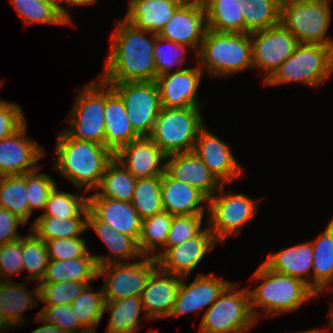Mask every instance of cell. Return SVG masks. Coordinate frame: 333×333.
<instances>
[{
  "label": "cell",
  "mask_w": 333,
  "mask_h": 333,
  "mask_svg": "<svg viewBox=\"0 0 333 333\" xmlns=\"http://www.w3.org/2000/svg\"><path fill=\"white\" fill-rule=\"evenodd\" d=\"M116 24L105 71L98 77L106 83L155 81L153 53L158 34L135 28L124 19L117 20Z\"/></svg>",
  "instance_id": "1"
},
{
  "label": "cell",
  "mask_w": 333,
  "mask_h": 333,
  "mask_svg": "<svg viewBox=\"0 0 333 333\" xmlns=\"http://www.w3.org/2000/svg\"><path fill=\"white\" fill-rule=\"evenodd\" d=\"M56 139L52 170L72 182L78 192L97 189L114 154L104 145L71 138L64 130Z\"/></svg>",
  "instance_id": "2"
},
{
  "label": "cell",
  "mask_w": 333,
  "mask_h": 333,
  "mask_svg": "<svg viewBox=\"0 0 333 333\" xmlns=\"http://www.w3.org/2000/svg\"><path fill=\"white\" fill-rule=\"evenodd\" d=\"M251 279L262 281L253 290L248 288L250 307L256 320L262 313L267 318L295 311L307 300L319 296L304 281L274 272L264 263L256 269ZM258 308L262 309V313Z\"/></svg>",
  "instance_id": "3"
},
{
  "label": "cell",
  "mask_w": 333,
  "mask_h": 333,
  "mask_svg": "<svg viewBox=\"0 0 333 333\" xmlns=\"http://www.w3.org/2000/svg\"><path fill=\"white\" fill-rule=\"evenodd\" d=\"M195 57L199 67L210 77L227 78L254 68L252 43L247 33L207 29Z\"/></svg>",
  "instance_id": "4"
},
{
  "label": "cell",
  "mask_w": 333,
  "mask_h": 333,
  "mask_svg": "<svg viewBox=\"0 0 333 333\" xmlns=\"http://www.w3.org/2000/svg\"><path fill=\"white\" fill-rule=\"evenodd\" d=\"M333 72V48L320 44L299 43L293 54L286 59L266 81V86L299 83L318 87Z\"/></svg>",
  "instance_id": "5"
},
{
  "label": "cell",
  "mask_w": 333,
  "mask_h": 333,
  "mask_svg": "<svg viewBox=\"0 0 333 333\" xmlns=\"http://www.w3.org/2000/svg\"><path fill=\"white\" fill-rule=\"evenodd\" d=\"M331 11L330 0H282L281 24L299 43L333 48V38L327 36Z\"/></svg>",
  "instance_id": "6"
},
{
  "label": "cell",
  "mask_w": 333,
  "mask_h": 333,
  "mask_svg": "<svg viewBox=\"0 0 333 333\" xmlns=\"http://www.w3.org/2000/svg\"><path fill=\"white\" fill-rule=\"evenodd\" d=\"M200 108H163L150 134L166 156L192 152L199 130L205 125Z\"/></svg>",
  "instance_id": "7"
},
{
  "label": "cell",
  "mask_w": 333,
  "mask_h": 333,
  "mask_svg": "<svg viewBox=\"0 0 333 333\" xmlns=\"http://www.w3.org/2000/svg\"><path fill=\"white\" fill-rule=\"evenodd\" d=\"M231 282L202 315L199 333H245L257 320L251 307L248 287L237 289Z\"/></svg>",
  "instance_id": "8"
},
{
  "label": "cell",
  "mask_w": 333,
  "mask_h": 333,
  "mask_svg": "<svg viewBox=\"0 0 333 333\" xmlns=\"http://www.w3.org/2000/svg\"><path fill=\"white\" fill-rule=\"evenodd\" d=\"M75 103L65 120L64 131L74 139L104 145L105 82L99 77L78 89Z\"/></svg>",
  "instance_id": "9"
},
{
  "label": "cell",
  "mask_w": 333,
  "mask_h": 333,
  "mask_svg": "<svg viewBox=\"0 0 333 333\" xmlns=\"http://www.w3.org/2000/svg\"><path fill=\"white\" fill-rule=\"evenodd\" d=\"M225 186V187H224ZM226 184L208 199V218L205 222L215 239L224 243L231 235L240 232L242 227L257 214L260 199L249 198L241 193H225Z\"/></svg>",
  "instance_id": "10"
},
{
  "label": "cell",
  "mask_w": 333,
  "mask_h": 333,
  "mask_svg": "<svg viewBox=\"0 0 333 333\" xmlns=\"http://www.w3.org/2000/svg\"><path fill=\"white\" fill-rule=\"evenodd\" d=\"M134 262L108 263L98 268V279L105 276L102 285L105 301L141 296L148 278L158 267L154 257L142 256Z\"/></svg>",
  "instance_id": "11"
},
{
  "label": "cell",
  "mask_w": 333,
  "mask_h": 333,
  "mask_svg": "<svg viewBox=\"0 0 333 333\" xmlns=\"http://www.w3.org/2000/svg\"><path fill=\"white\" fill-rule=\"evenodd\" d=\"M124 102L134 131L150 136L155 120L162 109L155 81L108 83Z\"/></svg>",
  "instance_id": "12"
},
{
  "label": "cell",
  "mask_w": 333,
  "mask_h": 333,
  "mask_svg": "<svg viewBox=\"0 0 333 333\" xmlns=\"http://www.w3.org/2000/svg\"><path fill=\"white\" fill-rule=\"evenodd\" d=\"M250 40L253 67L263 71V82L275 73L299 44L296 37L281 23L250 33Z\"/></svg>",
  "instance_id": "13"
},
{
  "label": "cell",
  "mask_w": 333,
  "mask_h": 333,
  "mask_svg": "<svg viewBox=\"0 0 333 333\" xmlns=\"http://www.w3.org/2000/svg\"><path fill=\"white\" fill-rule=\"evenodd\" d=\"M197 64V65H196ZM196 66L178 68L174 72L159 76L155 82L159 89V96L163 108H200L198 89L203 70Z\"/></svg>",
  "instance_id": "14"
},
{
  "label": "cell",
  "mask_w": 333,
  "mask_h": 333,
  "mask_svg": "<svg viewBox=\"0 0 333 333\" xmlns=\"http://www.w3.org/2000/svg\"><path fill=\"white\" fill-rule=\"evenodd\" d=\"M222 141L204 125L198 133L193 152L203 161L221 184H229L244 174V169Z\"/></svg>",
  "instance_id": "15"
},
{
  "label": "cell",
  "mask_w": 333,
  "mask_h": 333,
  "mask_svg": "<svg viewBox=\"0 0 333 333\" xmlns=\"http://www.w3.org/2000/svg\"><path fill=\"white\" fill-rule=\"evenodd\" d=\"M27 123L0 140V177L17 176L39 169L38 160L45 156L43 147L25 137Z\"/></svg>",
  "instance_id": "16"
},
{
  "label": "cell",
  "mask_w": 333,
  "mask_h": 333,
  "mask_svg": "<svg viewBox=\"0 0 333 333\" xmlns=\"http://www.w3.org/2000/svg\"><path fill=\"white\" fill-rule=\"evenodd\" d=\"M219 244L209 227L180 245L169 247L158 259V267L170 274L189 276L204 256Z\"/></svg>",
  "instance_id": "17"
},
{
  "label": "cell",
  "mask_w": 333,
  "mask_h": 333,
  "mask_svg": "<svg viewBox=\"0 0 333 333\" xmlns=\"http://www.w3.org/2000/svg\"><path fill=\"white\" fill-rule=\"evenodd\" d=\"M206 30V10L201 0L180 5L158 36L185 45L197 54Z\"/></svg>",
  "instance_id": "18"
},
{
  "label": "cell",
  "mask_w": 333,
  "mask_h": 333,
  "mask_svg": "<svg viewBox=\"0 0 333 333\" xmlns=\"http://www.w3.org/2000/svg\"><path fill=\"white\" fill-rule=\"evenodd\" d=\"M183 276L173 310L169 317L182 316L190 312H201L204 308L210 307L231 283L229 280L218 278L211 274L198 273L196 278L188 284Z\"/></svg>",
  "instance_id": "19"
},
{
  "label": "cell",
  "mask_w": 333,
  "mask_h": 333,
  "mask_svg": "<svg viewBox=\"0 0 333 333\" xmlns=\"http://www.w3.org/2000/svg\"><path fill=\"white\" fill-rule=\"evenodd\" d=\"M114 158L136 179L165 173L166 155L149 136H141L122 146Z\"/></svg>",
  "instance_id": "20"
},
{
  "label": "cell",
  "mask_w": 333,
  "mask_h": 333,
  "mask_svg": "<svg viewBox=\"0 0 333 333\" xmlns=\"http://www.w3.org/2000/svg\"><path fill=\"white\" fill-rule=\"evenodd\" d=\"M182 276L170 274L157 267L147 280L141 293L145 320L169 318Z\"/></svg>",
  "instance_id": "21"
},
{
  "label": "cell",
  "mask_w": 333,
  "mask_h": 333,
  "mask_svg": "<svg viewBox=\"0 0 333 333\" xmlns=\"http://www.w3.org/2000/svg\"><path fill=\"white\" fill-rule=\"evenodd\" d=\"M165 171L175 180L187 183L210 199L221 183L192 151L166 156Z\"/></svg>",
  "instance_id": "22"
},
{
  "label": "cell",
  "mask_w": 333,
  "mask_h": 333,
  "mask_svg": "<svg viewBox=\"0 0 333 333\" xmlns=\"http://www.w3.org/2000/svg\"><path fill=\"white\" fill-rule=\"evenodd\" d=\"M104 146L115 154L122 146L140 136L134 131L121 97L105 82Z\"/></svg>",
  "instance_id": "23"
},
{
  "label": "cell",
  "mask_w": 333,
  "mask_h": 333,
  "mask_svg": "<svg viewBox=\"0 0 333 333\" xmlns=\"http://www.w3.org/2000/svg\"><path fill=\"white\" fill-rule=\"evenodd\" d=\"M89 210L112 229L132 237L138 242L142 219L131 202L113 200L107 197H88Z\"/></svg>",
  "instance_id": "24"
},
{
  "label": "cell",
  "mask_w": 333,
  "mask_h": 333,
  "mask_svg": "<svg viewBox=\"0 0 333 333\" xmlns=\"http://www.w3.org/2000/svg\"><path fill=\"white\" fill-rule=\"evenodd\" d=\"M161 199L164 211L172 216L204 215L208 207V198L202 192L173 179L166 171L162 175Z\"/></svg>",
  "instance_id": "25"
},
{
  "label": "cell",
  "mask_w": 333,
  "mask_h": 333,
  "mask_svg": "<svg viewBox=\"0 0 333 333\" xmlns=\"http://www.w3.org/2000/svg\"><path fill=\"white\" fill-rule=\"evenodd\" d=\"M92 229L108 247L109 256L95 255L98 267L108 263L127 262L130 259H140L138 243L132 238L115 231L109 224L99 220L90 210L87 214V229Z\"/></svg>",
  "instance_id": "26"
},
{
  "label": "cell",
  "mask_w": 333,
  "mask_h": 333,
  "mask_svg": "<svg viewBox=\"0 0 333 333\" xmlns=\"http://www.w3.org/2000/svg\"><path fill=\"white\" fill-rule=\"evenodd\" d=\"M263 263L272 271L298 278L312 288L313 250L311 241L270 253Z\"/></svg>",
  "instance_id": "27"
},
{
  "label": "cell",
  "mask_w": 333,
  "mask_h": 333,
  "mask_svg": "<svg viewBox=\"0 0 333 333\" xmlns=\"http://www.w3.org/2000/svg\"><path fill=\"white\" fill-rule=\"evenodd\" d=\"M124 17L135 28L159 34L180 6L173 0H129Z\"/></svg>",
  "instance_id": "28"
},
{
  "label": "cell",
  "mask_w": 333,
  "mask_h": 333,
  "mask_svg": "<svg viewBox=\"0 0 333 333\" xmlns=\"http://www.w3.org/2000/svg\"><path fill=\"white\" fill-rule=\"evenodd\" d=\"M26 286L22 282L0 280V310L12 327L25 321L22 315L25 310L39 305V286H34L32 291Z\"/></svg>",
  "instance_id": "29"
},
{
  "label": "cell",
  "mask_w": 333,
  "mask_h": 333,
  "mask_svg": "<svg viewBox=\"0 0 333 333\" xmlns=\"http://www.w3.org/2000/svg\"><path fill=\"white\" fill-rule=\"evenodd\" d=\"M98 265L89 250L84 256L70 260H51L40 283H58L64 281L91 283L98 279Z\"/></svg>",
  "instance_id": "30"
},
{
  "label": "cell",
  "mask_w": 333,
  "mask_h": 333,
  "mask_svg": "<svg viewBox=\"0 0 333 333\" xmlns=\"http://www.w3.org/2000/svg\"><path fill=\"white\" fill-rule=\"evenodd\" d=\"M313 250L312 289L319 295L333 281V218L316 240H311Z\"/></svg>",
  "instance_id": "31"
},
{
  "label": "cell",
  "mask_w": 333,
  "mask_h": 333,
  "mask_svg": "<svg viewBox=\"0 0 333 333\" xmlns=\"http://www.w3.org/2000/svg\"><path fill=\"white\" fill-rule=\"evenodd\" d=\"M206 10L207 29L244 33L243 1L202 0Z\"/></svg>",
  "instance_id": "32"
},
{
  "label": "cell",
  "mask_w": 333,
  "mask_h": 333,
  "mask_svg": "<svg viewBox=\"0 0 333 333\" xmlns=\"http://www.w3.org/2000/svg\"><path fill=\"white\" fill-rule=\"evenodd\" d=\"M136 178L115 158L106 166L101 182L94 194L88 197H107L113 200L131 202Z\"/></svg>",
  "instance_id": "33"
},
{
  "label": "cell",
  "mask_w": 333,
  "mask_h": 333,
  "mask_svg": "<svg viewBox=\"0 0 333 333\" xmlns=\"http://www.w3.org/2000/svg\"><path fill=\"white\" fill-rule=\"evenodd\" d=\"M141 311L144 312L140 296L105 301L104 313H110L106 333H136Z\"/></svg>",
  "instance_id": "34"
},
{
  "label": "cell",
  "mask_w": 333,
  "mask_h": 333,
  "mask_svg": "<svg viewBox=\"0 0 333 333\" xmlns=\"http://www.w3.org/2000/svg\"><path fill=\"white\" fill-rule=\"evenodd\" d=\"M88 211L89 208L80 217L64 219L39 215L31 223L29 231H32L44 242L58 238L81 236L87 230Z\"/></svg>",
  "instance_id": "35"
},
{
  "label": "cell",
  "mask_w": 333,
  "mask_h": 333,
  "mask_svg": "<svg viewBox=\"0 0 333 333\" xmlns=\"http://www.w3.org/2000/svg\"><path fill=\"white\" fill-rule=\"evenodd\" d=\"M243 1L244 33L261 31L281 23L282 0Z\"/></svg>",
  "instance_id": "36"
},
{
  "label": "cell",
  "mask_w": 333,
  "mask_h": 333,
  "mask_svg": "<svg viewBox=\"0 0 333 333\" xmlns=\"http://www.w3.org/2000/svg\"><path fill=\"white\" fill-rule=\"evenodd\" d=\"M26 25L44 23L71 25L62 14L58 0H10Z\"/></svg>",
  "instance_id": "37"
},
{
  "label": "cell",
  "mask_w": 333,
  "mask_h": 333,
  "mask_svg": "<svg viewBox=\"0 0 333 333\" xmlns=\"http://www.w3.org/2000/svg\"><path fill=\"white\" fill-rule=\"evenodd\" d=\"M0 207L18 216L27 224L32 213L27 199L26 173L0 177Z\"/></svg>",
  "instance_id": "38"
},
{
  "label": "cell",
  "mask_w": 333,
  "mask_h": 333,
  "mask_svg": "<svg viewBox=\"0 0 333 333\" xmlns=\"http://www.w3.org/2000/svg\"><path fill=\"white\" fill-rule=\"evenodd\" d=\"M94 288L87 285L78 297L70 304L79 325L86 332H95L99 322L104 315L103 288L93 291Z\"/></svg>",
  "instance_id": "39"
},
{
  "label": "cell",
  "mask_w": 333,
  "mask_h": 333,
  "mask_svg": "<svg viewBox=\"0 0 333 333\" xmlns=\"http://www.w3.org/2000/svg\"><path fill=\"white\" fill-rule=\"evenodd\" d=\"M173 216L163 211L142 220L138 247L143 256L154 257L165 246Z\"/></svg>",
  "instance_id": "40"
},
{
  "label": "cell",
  "mask_w": 333,
  "mask_h": 333,
  "mask_svg": "<svg viewBox=\"0 0 333 333\" xmlns=\"http://www.w3.org/2000/svg\"><path fill=\"white\" fill-rule=\"evenodd\" d=\"M162 176L136 180L131 204L142 220L164 211L161 199Z\"/></svg>",
  "instance_id": "41"
},
{
  "label": "cell",
  "mask_w": 333,
  "mask_h": 333,
  "mask_svg": "<svg viewBox=\"0 0 333 333\" xmlns=\"http://www.w3.org/2000/svg\"><path fill=\"white\" fill-rule=\"evenodd\" d=\"M23 271H28L26 279L41 282L49 262L46 242L38 238L32 231L22 236Z\"/></svg>",
  "instance_id": "42"
},
{
  "label": "cell",
  "mask_w": 333,
  "mask_h": 333,
  "mask_svg": "<svg viewBox=\"0 0 333 333\" xmlns=\"http://www.w3.org/2000/svg\"><path fill=\"white\" fill-rule=\"evenodd\" d=\"M79 194L80 192L68 193L55 186L49 194L41 215L61 219L80 217L88 209V196Z\"/></svg>",
  "instance_id": "43"
},
{
  "label": "cell",
  "mask_w": 333,
  "mask_h": 333,
  "mask_svg": "<svg viewBox=\"0 0 333 333\" xmlns=\"http://www.w3.org/2000/svg\"><path fill=\"white\" fill-rule=\"evenodd\" d=\"M204 215L173 216L165 246L154 256L157 260L169 247L182 244L196 236L204 227Z\"/></svg>",
  "instance_id": "44"
},
{
  "label": "cell",
  "mask_w": 333,
  "mask_h": 333,
  "mask_svg": "<svg viewBox=\"0 0 333 333\" xmlns=\"http://www.w3.org/2000/svg\"><path fill=\"white\" fill-rule=\"evenodd\" d=\"M188 50L190 48L185 45L174 43L157 35L153 53L157 77L171 73L173 66L182 65L186 61Z\"/></svg>",
  "instance_id": "45"
},
{
  "label": "cell",
  "mask_w": 333,
  "mask_h": 333,
  "mask_svg": "<svg viewBox=\"0 0 333 333\" xmlns=\"http://www.w3.org/2000/svg\"><path fill=\"white\" fill-rule=\"evenodd\" d=\"M90 283L64 281L58 283H38L40 301L46 305L71 304Z\"/></svg>",
  "instance_id": "46"
},
{
  "label": "cell",
  "mask_w": 333,
  "mask_h": 333,
  "mask_svg": "<svg viewBox=\"0 0 333 333\" xmlns=\"http://www.w3.org/2000/svg\"><path fill=\"white\" fill-rule=\"evenodd\" d=\"M39 171L40 168L26 173L27 199L32 214L34 209L44 210L49 194L57 185L50 174L38 173Z\"/></svg>",
  "instance_id": "47"
},
{
  "label": "cell",
  "mask_w": 333,
  "mask_h": 333,
  "mask_svg": "<svg viewBox=\"0 0 333 333\" xmlns=\"http://www.w3.org/2000/svg\"><path fill=\"white\" fill-rule=\"evenodd\" d=\"M46 323L60 328L66 333H87L75 318L70 304L45 305L37 315ZM80 329V332L78 330Z\"/></svg>",
  "instance_id": "48"
},
{
  "label": "cell",
  "mask_w": 333,
  "mask_h": 333,
  "mask_svg": "<svg viewBox=\"0 0 333 333\" xmlns=\"http://www.w3.org/2000/svg\"><path fill=\"white\" fill-rule=\"evenodd\" d=\"M85 241L81 236L49 240L46 242L49 259L64 261L82 257L89 251Z\"/></svg>",
  "instance_id": "49"
},
{
  "label": "cell",
  "mask_w": 333,
  "mask_h": 333,
  "mask_svg": "<svg viewBox=\"0 0 333 333\" xmlns=\"http://www.w3.org/2000/svg\"><path fill=\"white\" fill-rule=\"evenodd\" d=\"M21 272H23L22 237L17 241L0 245V278L12 280L9 276ZM7 275L8 277H5Z\"/></svg>",
  "instance_id": "50"
},
{
  "label": "cell",
  "mask_w": 333,
  "mask_h": 333,
  "mask_svg": "<svg viewBox=\"0 0 333 333\" xmlns=\"http://www.w3.org/2000/svg\"><path fill=\"white\" fill-rule=\"evenodd\" d=\"M20 105L0 99V140L19 130L25 123Z\"/></svg>",
  "instance_id": "51"
},
{
  "label": "cell",
  "mask_w": 333,
  "mask_h": 333,
  "mask_svg": "<svg viewBox=\"0 0 333 333\" xmlns=\"http://www.w3.org/2000/svg\"><path fill=\"white\" fill-rule=\"evenodd\" d=\"M25 222L10 211L0 207V245L19 240L22 236L18 233L19 225Z\"/></svg>",
  "instance_id": "52"
},
{
  "label": "cell",
  "mask_w": 333,
  "mask_h": 333,
  "mask_svg": "<svg viewBox=\"0 0 333 333\" xmlns=\"http://www.w3.org/2000/svg\"><path fill=\"white\" fill-rule=\"evenodd\" d=\"M96 1H98V0H58V3H59V7H60L62 14L71 23V25H73V23H72L73 21H71V18H70L71 15L69 14L66 7H64V5H62L61 3L65 2L67 5H70V6H88V5L94 4Z\"/></svg>",
  "instance_id": "53"
},
{
  "label": "cell",
  "mask_w": 333,
  "mask_h": 333,
  "mask_svg": "<svg viewBox=\"0 0 333 333\" xmlns=\"http://www.w3.org/2000/svg\"><path fill=\"white\" fill-rule=\"evenodd\" d=\"M36 321L42 322L43 325L34 329L31 333H66L58 327L50 325L37 316Z\"/></svg>",
  "instance_id": "54"
},
{
  "label": "cell",
  "mask_w": 333,
  "mask_h": 333,
  "mask_svg": "<svg viewBox=\"0 0 333 333\" xmlns=\"http://www.w3.org/2000/svg\"><path fill=\"white\" fill-rule=\"evenodd\" d=\"M9 328L13 327L6 321L3 312L0 310V333H5Z\"/></svg>",
  "instance_id": "55"
},
{
  "label": "cell",
  "mask_w": 333,
  "mask_h": 333,
  "mask_svg": "<svg viewBox=\"0 0 333 333\" xmlns=\"http://www.w3.org/2000/svg\"><path fill=\"white\" fill-rule=\"evenodd\" d=\"M330 309H329V324L328 327L324 328L325 329V333H327L328 331H331V333H333V302L332 304L330 303Z\"/></svg>",
  "instance_id": "56"
},
{
  "label": "cell",
  "mask_w": 333,
  "mask_h": 333,
  "mask_svg": "<svg viewBox=\"0 0 333 333\" xmlns=\"http://www.w3.org/2000/svg\"><path fill=\"white\" fill-rule=\"evenodd\" d=\"M176 3L180 4V5H187V4H191V3H195L201 0H173Z\"/></svg>",
  "instance_id": "57"
},
{
  "label": "cell",
  "mask_w": 333,
  "mask_h": 333,
  "mask_svg": "<svg viewBox=\"0 0 333 333\" xmlns=\"http://www.w3.org/2000/svg\"><path fill=\"white\" fill-rule=\"evenodd\" d=\"M294 333H325V329H314V330H306V331H300V332H294Z\"/></svg>",
  "instance_id": "58"
},
{
  "label": "cell",
  "mask_w": 333,
  "mask_h": 333,
  "mask_svg": "<svg viewBox=\"0 0 333 333\" xmlns=\"http://www.w3.org/2000/svg\"><path fill=\"white\" fill-rule=\"evenodd\" d=\"M325 290H328L329 294L333 295V281H332V283Z\"/></svg>",
  "instance_id": "59"
}]
</instances>
